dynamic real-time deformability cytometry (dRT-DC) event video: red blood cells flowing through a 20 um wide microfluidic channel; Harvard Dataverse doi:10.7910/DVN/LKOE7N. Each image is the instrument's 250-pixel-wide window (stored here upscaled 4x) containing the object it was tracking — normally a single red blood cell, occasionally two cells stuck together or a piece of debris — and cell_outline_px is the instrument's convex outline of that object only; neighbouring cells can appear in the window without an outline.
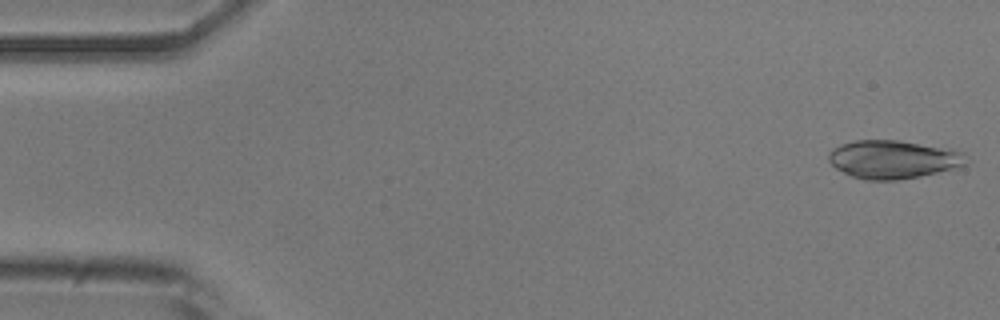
{"species": "common noctule bat (a hibernating species)", "species_latin": "Nyctalus noctula", "temperature_condition": "room temperature", "stored_images_in_passage": 52, "camera_frame_rate_fps": 3000, "um_per_image_px": 0.085, "animal": {"sex": "male", "body_mass_g": 20.5, "forearm_length_mm": 52.5}, "frame": {"image": 1, "passage_image": 1, "time_ms": 0.0, "image_size_px": [1000, 320], "cell_outline_px": [[972, 160], [964, 164], [952, 168], [920, 176], [896, 180], [864, 180], [852, 176], [836, 168], [828, 160], [828, 152], [832, 148], [840, 144], [856, 140], [900, 140], [964, 152]], "centroid_in_image_um": [75.89, 13.54], "position_along_channel_um": 9.1, "area_um2": 30.58}}
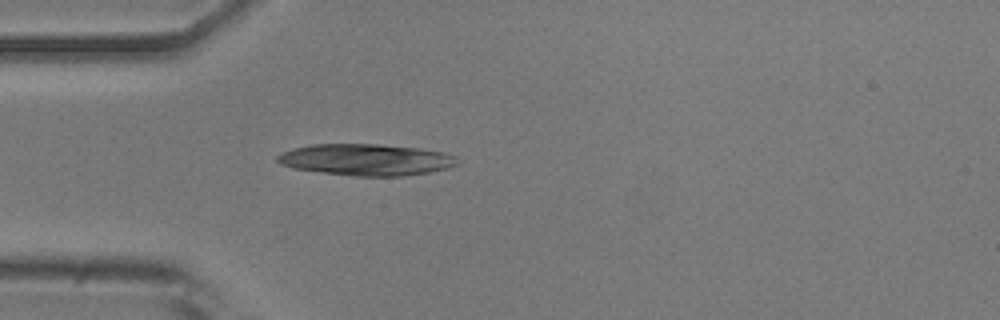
{"frame": {"image": 2, "passage_image": 14, "time_ms": 4.333, "image_size_px": [1000, 320], "cell_outline_px": [[460, 164], [448, 168], [428, 172], [404, 176], [356, 176], [292, 168], [280, 164], [276, 160], [276, 156], [292, 148], [312, 144], [376, 144], [420, 148], [444, 152], [456, 156]], "centroid_in_image_um": [31.15, 13.57], "position_along_channel_um": 53.9, "area_um2": 33.12}}